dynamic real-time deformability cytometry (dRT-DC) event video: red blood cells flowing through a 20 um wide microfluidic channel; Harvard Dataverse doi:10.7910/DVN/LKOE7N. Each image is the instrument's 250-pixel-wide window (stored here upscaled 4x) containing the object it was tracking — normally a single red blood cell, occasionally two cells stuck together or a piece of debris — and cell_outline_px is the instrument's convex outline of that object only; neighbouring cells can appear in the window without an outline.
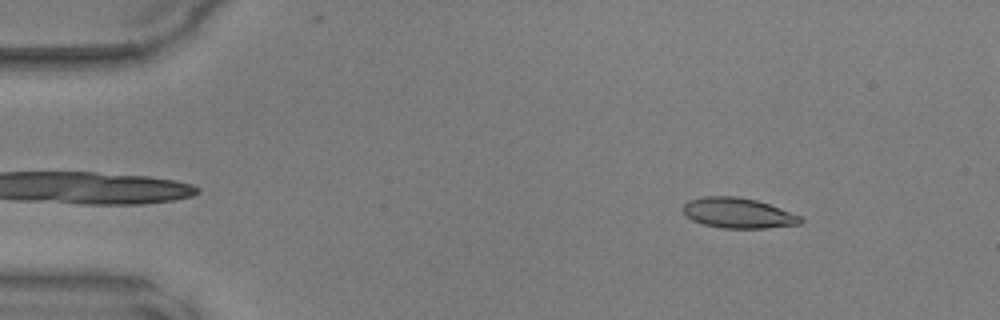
{"species": "common noctule bat (a hibernating species)", "species_latin": "Nyctalus noctula", "temperature_condition": "warm", "stored_images_in_passage": 46, "camera_frame_rate_fps": 3000, "um_per_image_px": 0.085, "animal": {"sex": "male", "body_mass_g": 17.9, "forearm_length_mm": 54.2}, "frame": {"image": 1, "passage_image": 6, "time_ms": 1.667, "image_size_px": [1000, 320], "cell_outline_px": [[804, 220], [800, 224], [768, 228], [720, 228], [704, 224], [692, 220], [684, 216], [680, 208], [688, 200], [704, 196], [736, 196], [756, 200], [780, 208], [800, 216]], "centroid_in_image_um": [62.68, 18.11], "position_along_channel_um": 22.3, "area_um2": 20.92}}
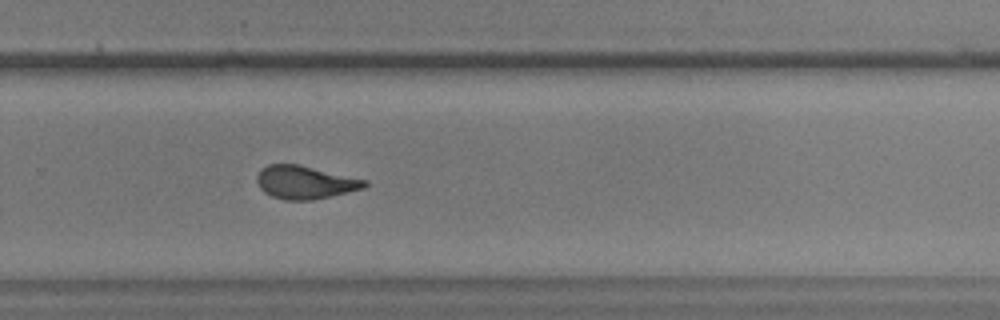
{"frame": {"image": 2, "passage_image": 32, "time_ms": 10.333, "image_size_px": [1000, 320], "cell_outline_px": [[368, 184], [364, 188], [312, 200], [284, 200], [272, 196], [264, 192], [260, 188], [256, 180], [256, 176], [260, 168], [268, 164], [300, 164], [368, 180]], "centroid_in_image_um": [25.9, 15.48], "position_along_channel_um": 303.9, "area_um2": 20.92}}
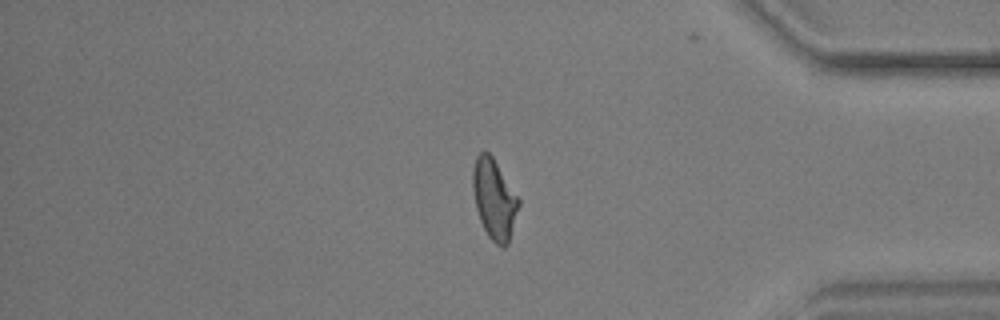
{"frame": {"image": 3, "passage_image": 40, "time_ms": 13.0, "image_size_px": [1000, 320], "cell_outline_px": [[520, 204], [508, 244], [504, 248], [500, 248], [488, 236], [480, 220], [476, 208], [472, 188], [472, 168], [476, 156], [480, 152], [488, 152], [492, 156], [520, 200]], "centroid_in_image_um": [42.0, 16.94], "position_along_channel_um": 393.2, "area_um2": 21.39}}